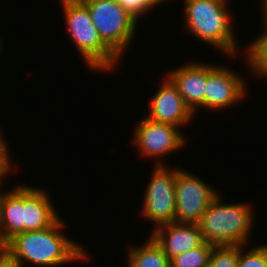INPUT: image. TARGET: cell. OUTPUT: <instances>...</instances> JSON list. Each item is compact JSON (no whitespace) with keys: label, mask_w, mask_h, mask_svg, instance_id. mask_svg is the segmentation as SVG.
<instances>
[{"label":"cell","mask_w":267,"mask_h":267,"mask_svg":"<svg viewBox=\"0 0 267 267\" xmlns=\"http://www.w3.org/2000/svg\"><path fill=\"white\" fill-rule=\"evenodd\" d=\"M63 226L64 223L59 218L52 226L45 229L16 235L3 249L20 267L23 265L22 260L35 265L54 267L85 259L87 255L82 247L61 233Z\"/></svg>","instance_id":"1"},{"label":"cell","mask_w":267,"mask_h":267,"mask_svg":"<svg viewBox=\"0 0 267 267\" xmlns=\"http://www.w3.org/2000/svg\"><path fill=\"white\" fill-rule=\"evenodd\" d=\"M219 194L198 223L204 242L214 246H243L252 228L253 213L249 204H224Z\"/></svg>","instance_id":"2"},{"label":"cell","mask_w":267,"mask_h":267,"mask_svg":"<svg viewBox=\"0 0 267 267\" xmlns=\"http://www.w3.org/2000/svg\"><path fill=\"white\" fill-rule=\"evenodd\" d=\"M226 4L221 0H185V24L194 36L233 56L238 47Z\"/></svg>","instance_id":"3"},{"label":"cell","mask_w":267,"mask_h":267,"mask_svg":"<svg viewBox=\"0 0 267 267\" xmlns=\"http://www.w3.org/2000/svg\"><path fill=\"white\" fill-rule=\"evenodd\" d=\"M61 2L68 33L87 66L90 69L111 70L120 58L100 38L87 6L81 0H61Z\"/></svg>","instance_id":"4"},{"label":"cell","mask_w":267,"mask_h":267,"mask_svg":"<svg viewBox=\"0 0 267 267\" xmlns=\"http://www.w3.org/2000/svg\"><path fill=\"white\" fill-rule=\"evenodd\" d=\"M103 42L119 57L134 37L137 19L117 0H81ZM121 55V56H120Z\"/></svg>","instance_id":"5"},{"label":"cell","mask_w":267,"mask_h":267,"mask_svg":"<svg viewBox=\"0 0 267 267\" xmlns=\"http://www.w3.org/2000/svg\"><path fill=\"white\" fill-rule=\"evenodd\" d=\"M153 169L144 195L142 214L160 226L175 222L176 169L170 170L160 162Z\"/></svg>","instance_id":"6"},{"label":"cell","mask_w":267,"mask_h":267,"mask_svg":"<svg viewBox=\"0 0 267 267\" xmlns=\"http://www.w3.org/2000/svg\"><path fill=\"white\" fill-rule=\"evenodd\" d=\"M218 193L200 178L176 169L175 222L198 224Z\"/></svg>","instance_id":"7"},{"label":"cell","mask_w":267,"mask_h":267,"mask_svg":"<svg viewBox=\"0 0 267 267\" xmlns=\"http://www.w3.org/2000/svg\"><path fill=\"white\" fill-rule=\"evenodd\" d=\"M135 146L139 147L141 154L147 157L166 155L180 149L185 142L184 135L177 126L157 123L147 117L135 127Z\"/></svg>","instance_id":"8"},{"label":"cell","mask_w":267,"mask_h":267,"mask_svg":"<svg viewBox=\"0 0 267 267\" xmlns=\"http://www.w3.org/2000/svg\"><path fill=\"white\" fill-rule=\"evenodd\" d=\"M244 83L233 71L207 64L205 107L211 110L222 109L241 100L246 91Z\"/></svg>","instance_id":"9"},{"label":"cell","mask_w":267,"mask_h":267,"mask_svg":"<svg viewBox=\"0 0 267 267\" xmlns=\"http://www.w3.org/2000/svg\"><path fill=\"white\" fill-rule=\"evenodd\" d=\"M150 102L149 120L180 127L194 115L185 104L177 87L167 77Z\"/></svg>","instance_id":"10"},{"label":"cell","mask_w":267,"mask_h":267,"mask_svg":"<svg viewBox=\"0 0 267 267\" xmlns=\"http://www.w3.org/2000/svg\"><path fill=\"white\" fill-rule=\"evenodd\" d=\"M154 229L150 236L161 246L169 260L204 243L200 227L196 223L171 222Z\"/></svg>","instance_id":"11"},{"label":"cell","mask_w":267,"mask_h":267,"mask_svg":"<svg viewBox=\"0 0 267 267\" xmlns=\"http://www.w3.org/2000/svg\"><path fill=\"white\" fill-rule=\"evenodd\" d=\"M168 74L167 77L177 87L185 104L193 113L197 107H205L207 64L188 63Z\"/></svg>","instance_id":"12"},{"label":"cell","mask_w":267,"mask_h":267,"mask_svg":"<svg viewBox=\"0 0 267 267\" xmlns=\"http://www.w3.org/2000/svg\"><path fill=\"white\" fill-rule=\"evenodd\" d=\"M45 191L24 186V232L52 226L59 216Z\"/></svg>","instance_id":"13"},{"label":"cell","mask_w":267,"mask_h":267,"mask_svg":"<svg viewBox=\"0 0 267 267\" xmlns=\"http://www.w3.org/2000/svg\"><path fill=\"white\" fill-rule=\"evenodd\" d=\"M24 185L3 193L0 202V248L24 232Z\"/></svg>","instance_id":"14"},{"label":"cell","mask_w":267,"mask_h":267,"mask_svg":"<svg viewBox=\"0 0 267 267\" xmlns=\"http://www.w3.org/2000/svg\"><path fill=\"white\" fill-rule=\"evenodd\" d=\"M127 267H170V260L151 236L144 245L130 247Z\"/></svg>","instance_id":"15"},{"label":"cell","mask_w":267,"mask_h":267,"mask_svg":"<svg viewBox=\"0 0 267 267\" xmlns=\"http://www.w3.org/2000/svg\"><path fill=\"white\" fill-rule=\"evenodd\" d=\"M213 248L214 245L204 242L170 259V267H208Z\"/></svg>","instance_id":"16"},{"label":"cell","mask_w":267,"mask_h":267,"mask_svg":"<svg viewBox=\"0 0 267 267\" xmlns=\"http://www.w3.org/2000/svg\"><path fill=\"white\" fill-rule=\"evenodd\" d=\"M248 63L255 74L267 77V28L248 47Z\"/></svg>","instance_id":"17"},{"label":"cell","mask_w":267,"mask_h":267,"mask_svg":"<svg viewBox=\"0 0 267 267\" xmlns=\"http://www.w3.org/2000/svg\"><path fill=\"white\" fill-rule=\"evenodd\" d=\"M240 246H214L208 267H237Z\"/></svg>","instance_id":"18"},{"label":"cell","mask_w":267,"mask_h":267,"mask_svg":"<svg viewBox=\"0 0 267 267\" xmlns=\"http://www.w3.org/2000/svg\"><path fill=\"white\" fill-rule=\"evenodd\" d=\"M242 247L240 246L237 267H267V245L259 246L248 253H243Z\"/></svg>","instance_id":"19"},{"label":"cell","mask_w":267,"mask_h":267,"mask_svg":"<svg viewBox=\"0 0 267 267\" xmlns=\"http://www.w3.org/2000/svg\"><path fill=\"white\" fill-rule=\"evenodd\" d=\"M119 4L138 20V16L151 10L164 0H117Z\"/></svg>","instance_id":"20"},{"label":"cell","mask_w":267,"mask_h":267,"mask_svg":"<svg viewBox=\"0 0 267 267\" xmlns=\"http://www.w3.org/2000/svg\"><path fill=\"white\" fill-rule=\"evenodd\" d=\"M0 267H20V265L3 248H0Z\"/></svg>","instance_id":"21"},{"label":"cell","mask_w":267,"mask_h":267,"mask_svg":"<svg viewBox=\"0 0 267 267\" xmlns=\"http://www.w3.org/2000/svg\"><path fill=\"white\" fill-rule=\"evenodd\" d=\"M9 156H0V185L3 177L10 171L11 163Z\"/></svg>","instance_id":"22"},{"label":"cell","mask_w":267,"mask_h":267,"mask_svg":"<svg viewBox=\"0 0 267 267\" xmlns=\"http://www.w3.org/2000/svg\"><path fill=\"white\" fill-rule=\"evenodd\" d=\"M1 134L2 132L0 131V156H9L8 149L6 147L7 144Z\"/></svg>","instance_id":"23"},{"label":"cell","mask_w":267,"mask_h":267,"mask_svg":"<svg viewBox=\"0 0 267 267\" xmlns=\"http://www.w3.org/2000/svg\"><path fill=\"white\" fill-rule=\"evenodd\" d=\"M262 3H263V5H264V6H263V7H264V8H263V11L265 12L264 15H263V16H264V20H265V21H264V25H265V28H267V0H263Z\"/></svg>","instance_id":"24"}]
</instances>
